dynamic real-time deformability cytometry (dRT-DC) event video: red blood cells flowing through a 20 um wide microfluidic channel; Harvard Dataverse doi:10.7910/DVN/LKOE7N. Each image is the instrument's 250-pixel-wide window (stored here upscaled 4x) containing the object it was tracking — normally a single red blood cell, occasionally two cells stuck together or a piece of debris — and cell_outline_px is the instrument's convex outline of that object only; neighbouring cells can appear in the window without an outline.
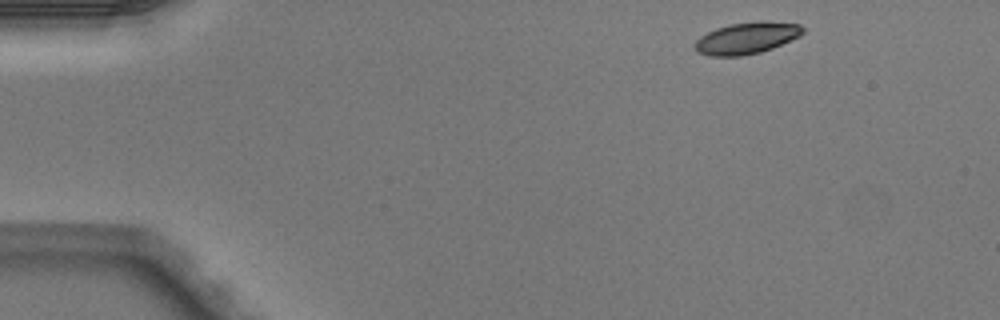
{"species": "Egyptian fruit bat (a non-hibernating species)", "species_latin": "Rousettus aegyptiacus", "temperature_condition": "warm", "stored_images_in_passage": 3, "camera_frame_rate_fps": 3000, "um_per_image_px": 0.085, "animal": {"sex": "male"}, "frame": {"image": 1, "passage_image": 1, "time_ms": 0.0, "image_size_px": [1000, 320], "cell_outline_px": [[804, 32], [800, 36], [772, 48], [760, 52], [740, 56], [708, 56], [696, 52], [696, 40], [700, 36], [716, 28], [732, 24], [760, 20], [800, 24], [804, 28]], "centroid_in_image_um": [63.48, 3.23], "position_along_channel_um": 21.5, "area_um2": 19.88}}